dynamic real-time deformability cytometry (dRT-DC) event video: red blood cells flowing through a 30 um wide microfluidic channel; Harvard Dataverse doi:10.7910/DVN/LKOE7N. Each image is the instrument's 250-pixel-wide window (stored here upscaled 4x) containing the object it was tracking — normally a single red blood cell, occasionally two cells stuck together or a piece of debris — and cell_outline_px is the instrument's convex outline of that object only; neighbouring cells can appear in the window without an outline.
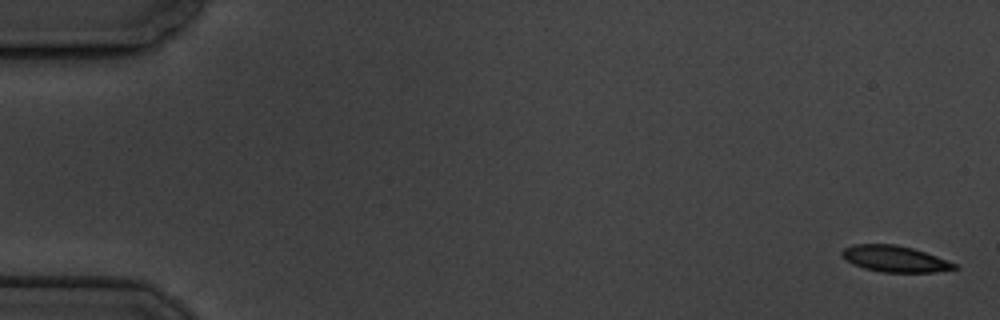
{"species": "common noctule bat (a hibernating species)", "species_latin": "Nyctalus noctula", "temperature_condition": "cold", "stored_images_in_passage": 5, "camera_frame_rate_fps": 3000, "um_per_image_px": 0.085, "animal": {"sex": "male", "body_mass_g": 19.5, "forearm_length_mm": 54.6}, "frame": {"image": 1, "passage_image": 1, "time_ms": 0.0, "image_size_px": [1000, 320], "cell_outline_px": [[960, 268], [936, 272], [880, 272], [864, 268], [852, 264], [840, 252], [844, 248], [856, 244], [896, 244], [912, 248], [936, 256], [956, 264]], "centroid_in_image_um": [76.07, 22.0], "position_along_channel_um": 8.9, "area_um2": 17.05}}
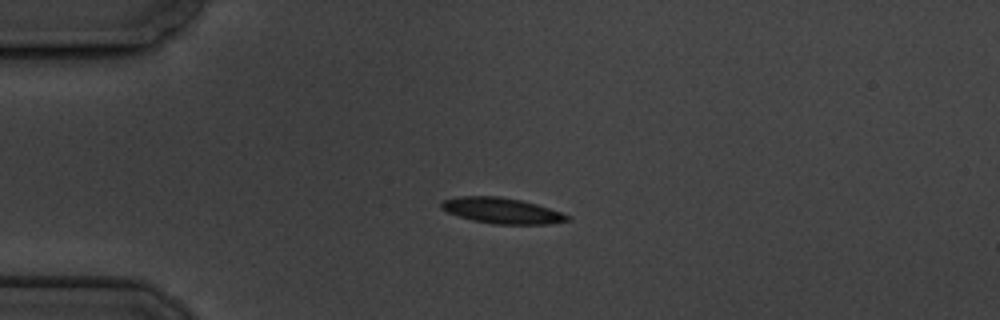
{"frame": {"image": 2, "passage_image": 4, "time_ms": 4.333, "image_size_px": [1000, 320], "cell_outline_px": [[572, 220], [548, 224], [496, 224], [472, 220], [448, 212], [440, 208], [440, 204], [444, 200], [456, 196], [500, 196], [520, 200], [536, 204], [572, 216]], "centroid_in_image_um": [42.67, 17.9], "position_along_channel_um": 42.3, "area_um2": 18.84}}